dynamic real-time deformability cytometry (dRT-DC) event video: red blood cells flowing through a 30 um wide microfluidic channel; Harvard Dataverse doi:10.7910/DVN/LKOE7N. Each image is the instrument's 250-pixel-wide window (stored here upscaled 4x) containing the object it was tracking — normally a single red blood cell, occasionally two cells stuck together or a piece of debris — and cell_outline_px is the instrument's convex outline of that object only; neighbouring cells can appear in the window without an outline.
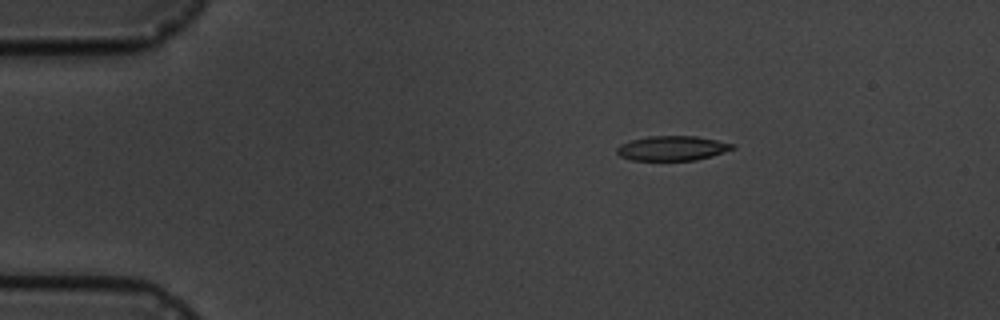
{"species": "common noctule bat (a hibernating species)", "species_latin": "Nyctalus noctula", "temperature_condition": "cold", "stored_images_in_passage": 3, "camera_frame_rate_fps": 3000, "um_per_image_px": 0.085, "animal": {"sex": "male", "body_mass_g": 19.5, "forearm_length_mm": 54.6}, "frame": {"image": 1, "passage_image": 1, "time_ms": 0.0, "image_size_px": [1000, 320], "cell_outline_px": [[736, 148], [712, 156], [696, 160], [632, 160], [620, 156], [616, 152], [616, 148], [620, 144], [632, 140], [648, 136], [696, 136], [736, 144]], "centroid_in_image_um": [57.16, 12.6], "position_along_channel_um": 27.8, "area_um2": 16.65}}